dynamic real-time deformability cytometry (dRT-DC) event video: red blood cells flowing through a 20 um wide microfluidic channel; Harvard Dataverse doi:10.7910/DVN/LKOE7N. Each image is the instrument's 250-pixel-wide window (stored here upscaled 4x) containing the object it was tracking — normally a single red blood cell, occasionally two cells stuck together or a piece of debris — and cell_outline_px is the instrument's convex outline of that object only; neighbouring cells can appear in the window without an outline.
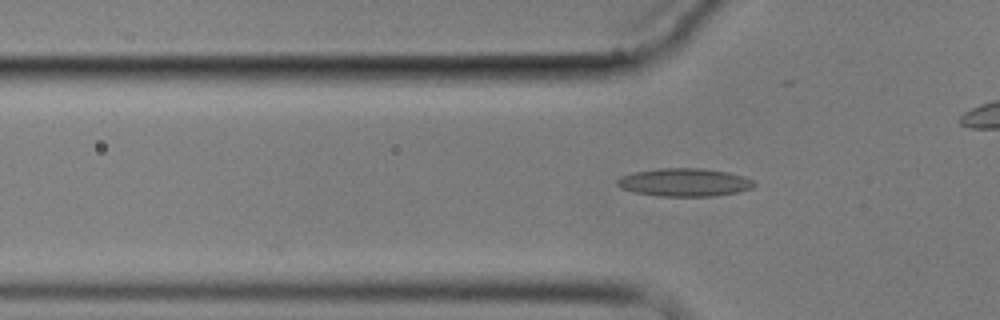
{"species": "common noctule bat (a hibernating species)", "species_latin": "Nyctalus noctula", "temperature_condition": "cold", "stored_images_in_passage": 4, "camera_frame_rate_fps": 3000, "um_per_image_px": 0.085, "animal": {"sex": "male", "body_mass_g": 17.9}, "frame": {"image": 1, "passage_image": 4, "time_ms": 3.667, "image_size_px": [1000, 320], "cell_outline_px": [[756, 184], [752, 188], [736, 192], [716, 196], [660, 196], [636, 192], [620, 188], [616, 184], [616, 180], [620, 176], [636, 172], [660, 168], [700, 168], [728, 172], [744, 176], [752, 180]], "centroid_in_image_um": [58.18, 15.5], "position_along_channel_um": 67.6, "area_um2": 22.31}}